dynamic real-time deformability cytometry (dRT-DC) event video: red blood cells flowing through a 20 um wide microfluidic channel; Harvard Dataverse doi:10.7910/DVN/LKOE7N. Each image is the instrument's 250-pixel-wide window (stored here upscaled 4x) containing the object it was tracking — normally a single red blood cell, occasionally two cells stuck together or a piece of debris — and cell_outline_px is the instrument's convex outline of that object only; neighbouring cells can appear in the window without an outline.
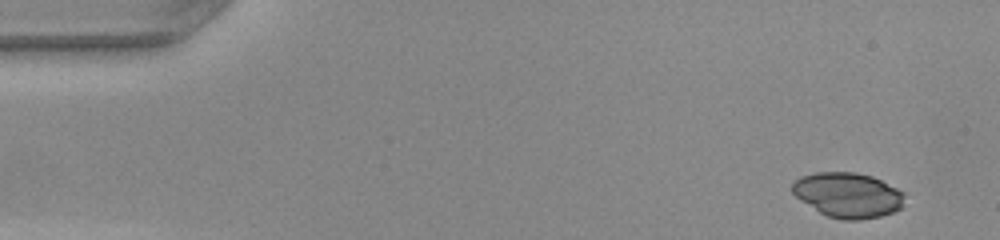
{"species": "common noctule bat (a hibernating species)", "species_latin": "Nyctalus noctula", "temperature_condition": "warm", "stored_images_in_passage": 40, "camera_frame_rate_fps": 3000, "um_per_image_px": 0.085, "animal": {"sex": "female", "body_mass_g": 22.0, "forearm_length_mm": 56.7}, "frame": {"image": 1, "passage_image": 3, "time_ms": 0.667, "image_size_px": [1000, 240], "cell_outline_px": [[904, 196], [900, 208], [892, 212], [880, 216], [860, 220], [844, 220], [828, 216], [820, 212], [800, 200], [792, 192], [792, 184], [800, 176], [816, 172], [856, 172], [872, 176], [904, 192]], "centroid_in_image_um": [72.05, 16.57], "position_along_channel_um": 13.0, "area_um2": 29.25}}